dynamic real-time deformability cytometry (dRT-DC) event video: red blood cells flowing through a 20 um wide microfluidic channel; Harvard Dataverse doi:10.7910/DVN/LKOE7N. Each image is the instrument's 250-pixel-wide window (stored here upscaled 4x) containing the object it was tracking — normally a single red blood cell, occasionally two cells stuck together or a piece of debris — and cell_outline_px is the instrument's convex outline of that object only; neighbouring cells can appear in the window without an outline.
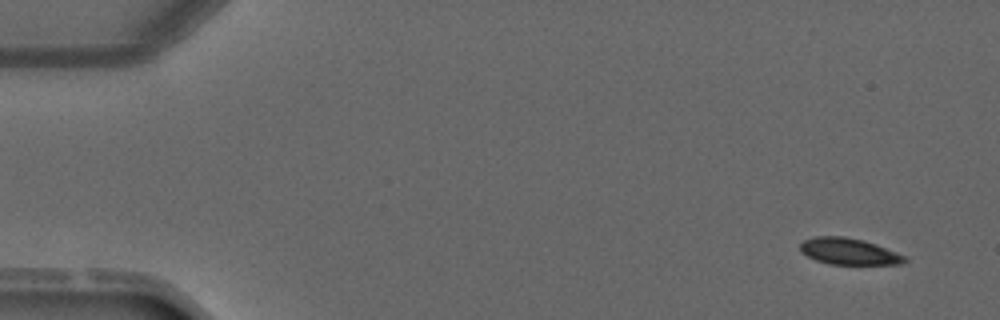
{"species": "common noctule bat (a hibernating species)", "species_latin": "Nyctalus noctula", "temperature_condition": "warm", "stored_images_in_passage": 5, "camera_frame_rate_fps": 3000, "um_per_image_px": 0.085, "animal": {"sex": "male", "forearm_length_mm": 52.5}, "frame": {"image": 1, "passage_image": 1, "time_ms": 0.0, "image_size_px": [1000, 320], "cell_outline_px": [[908, 260], [900, 264], [828, 264], [816, 260], [800, 252], [800, 244], [804, 240], [816, 236], [844, 236], [864, 240], [876, 244], [896, 252], [904, 256]], "centroid_in_image_um": [72.13, 21.36], "position_along_channel_um": 12.9, "area_um2": 16.07}}
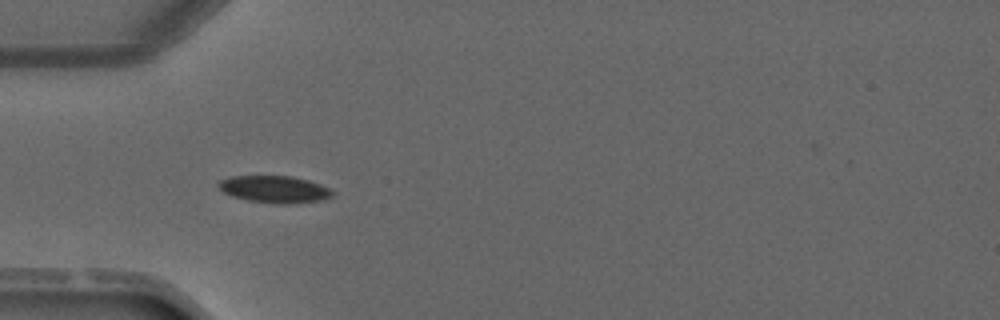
{"frame": {"image": 2, "passage_image": 4, "time_ms": 3.667, "image_size_px": [1000, 320], "cell_outline_px": [[336, 192], [332, 196], [324, 200], [288, 204], [276, 204], [248, 200], [232, 196], [224, 192], [216, 184], [220, 180], [232, 176], [292, 176], [308, 180], [332, 188]], "centroid_in_image_um": [23.39, 16.09], "position_along_channel_um": 61.6, "area_um2": 18.15}}
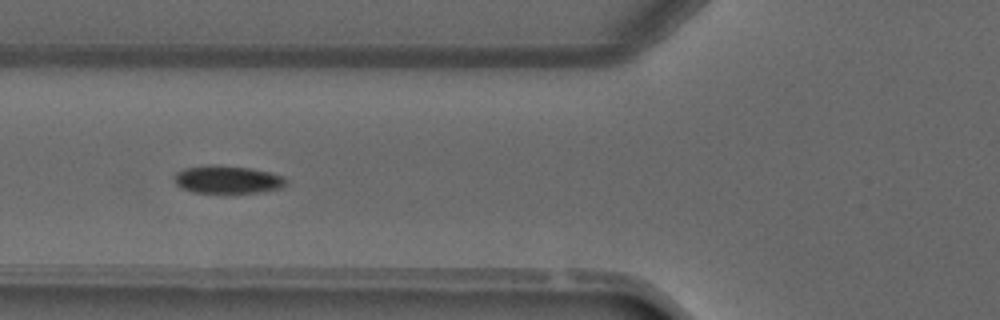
{"frame": {"image": 3, "passage_image": 5, "time_ms": 4.667, "image_size_px": [1000, 320], "cell_outline_px": [[288, 184], [280, 188], [260, 192], [228, 196], [192, 192], [180, 188], [176, 184], [176, 172], [184, 168], [208, 164], [212, 164], [248, 168], [272, 172], [284, 176], [288, 180]], "centroid_in_image_um": [19.36, 15.31], "position_along_channel_um": 106.4, "area_um2": 19.13}}